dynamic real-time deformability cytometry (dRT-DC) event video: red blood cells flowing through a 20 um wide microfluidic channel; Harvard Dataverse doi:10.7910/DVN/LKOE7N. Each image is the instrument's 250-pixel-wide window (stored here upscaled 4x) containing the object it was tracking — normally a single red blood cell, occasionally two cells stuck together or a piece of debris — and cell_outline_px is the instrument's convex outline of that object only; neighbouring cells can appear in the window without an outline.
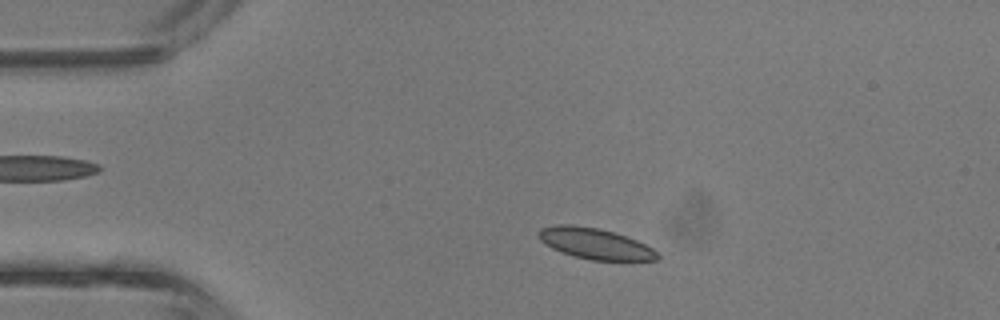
{"species": "common noctule bat (a hibernating species)", "species_latin": "Nyctalus noctula", "temperature_condition": "room temperature", "stored_images_in_passage": 37, "camera_frame_rate_fps": 3000, "um_per_image_px": 0.085, "animal": {"sex": "male", "body_mass_g": 13.3}, "frame": {"image": 1, "passage_image": 5, "time_ms": 1.333, "image_size_px": [1000, 320], "cell_outline_px": [[660, 260], [592, 260], [576, 256], [552, 248], [540, 240], [536, 236], [536, 232], [540, 228], [556, 224], [572, 224], [596, 228], [612, 232], [636, 240], [652, 248], [660, 256]], "centroid_in_image_um": [50.54, 20.69], "position_along_channel_um": 34.5, "area_um2": 21.15}}
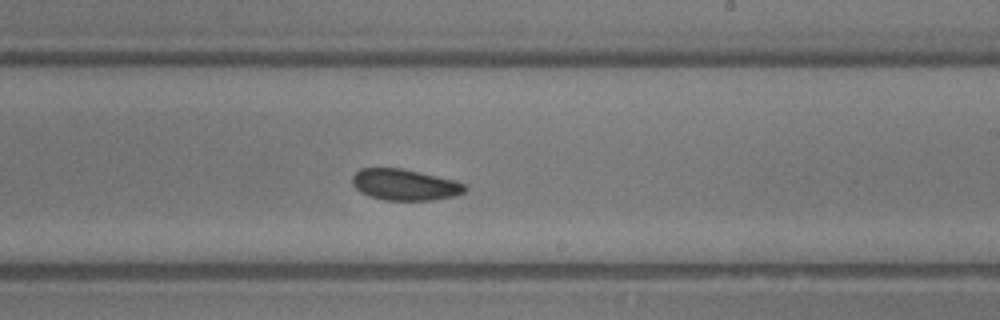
{"frame": {"image": 2, "passage_image": 21, "time_ms": 6.667, "image_size_px": [1000, 320], "cell_outline_px": [[468, 188], [464, 192], [456, 196], [432, 200], [384, 200], [368, 196], [360, 192], [352, 184], [352, 176], [360, 168], [400, 168], [436, 176], [452, 180], [464, 184]], "centroid_in_image_um": [34.37, 15.71], "position_along_channel_um": 254.6, "area_um2": 20.4}}
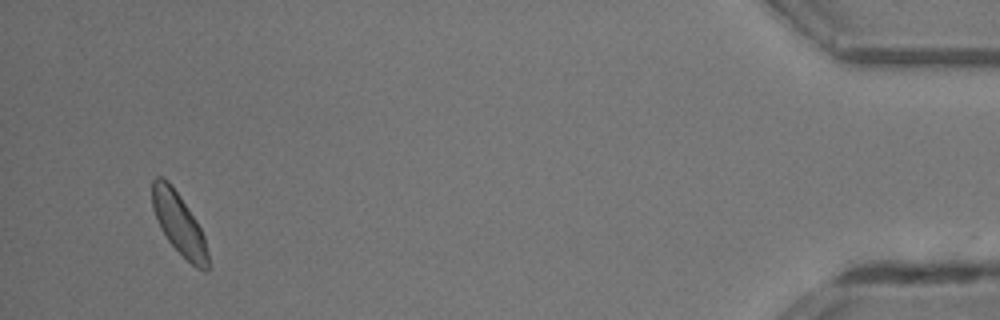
{"frame": {"image": 3, "passage_image": 36, "time_ms": 11.667, "image_size_px": [1000, 320], "cell_outline_px": [[208, 268], [204, 272], [196, 268], [168, 240], [160, 228], [152, 208], [152, 180], [156, 176], [164, 176], [168, 180], [180, 196], [196, 220], [204, 236], [208, 252]], "centroid_in_image_um": [15.19, 18.98], "position_along_channel_um": 420.0, "area_um2": 19.88}, "authors_computed_cell_mechanics": {"area_um2": 20.9236, "velocity_mm_per_s": 4.9401, "shape_relaxation_time_tau1_ms": 5.3161, "shape_relaxation_time_tau2_ms": 5.5005, "deformation_change_tau1": 0.0947, "deformation_change_tau2": 0.1166}}